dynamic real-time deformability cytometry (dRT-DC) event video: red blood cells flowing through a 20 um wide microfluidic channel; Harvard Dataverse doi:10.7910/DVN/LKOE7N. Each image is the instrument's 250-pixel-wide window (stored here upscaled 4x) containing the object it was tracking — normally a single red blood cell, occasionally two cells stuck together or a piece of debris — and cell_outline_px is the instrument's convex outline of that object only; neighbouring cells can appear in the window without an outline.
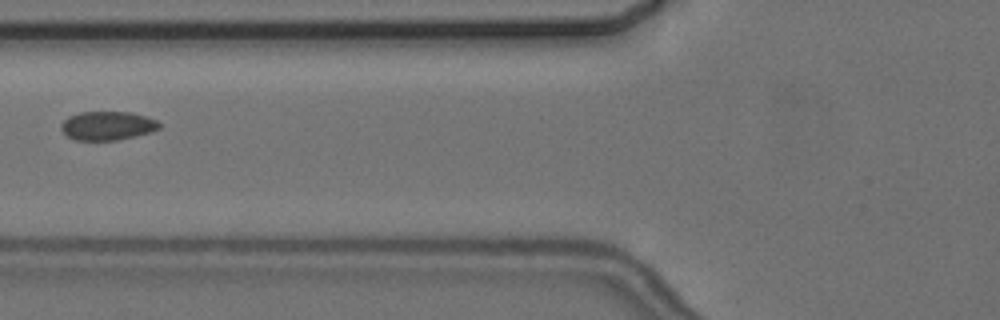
{"species": "common noctule bat (a hibernating species)", "species_latin": "Nyctalus noctula", "temperature_condition": "cold", "stored_images_in_passage": 5, "camera_frame_rate_fps": 3000, "um_per_image_px": 0.085, "animal": {"sex": "female", "body_mass_g": 24.6, "forearm_length_mm": 56.2}, "frame": {"image": 1, "passage_image": 2, "time_ms": 1.0, "image_size_px": [1000, 320], "cell_outline_px": [[160, 128], [136, 136], [116, 140], [76, 140], [68, 136], [60, 128], [60, 124], [68, 116], [80, 112], [132, 112], [156, 120], [160, 124]], "centroid_in_image_um": [9.11, 10.68], "position_along_channel_um": 116.7, "area_um2": 16.36}}
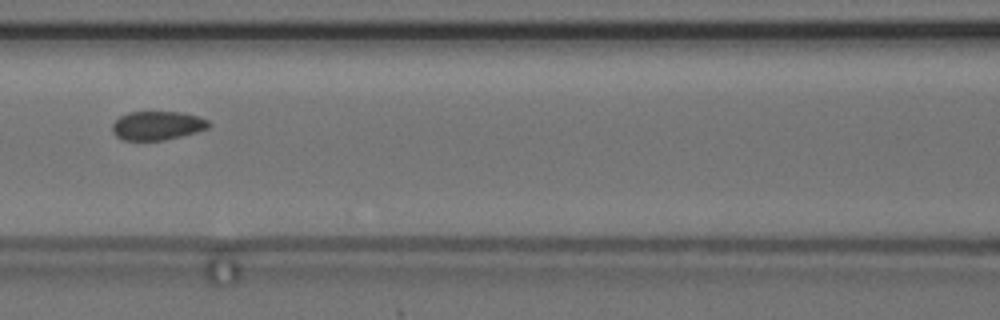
{"frame": {"image": 2, "passage_image": 3, "time_ms": 2.0, "image_size_px": [1000, 320], "cell_outline_px": [[212, 124], [208, 128], [196, 132], [164, 140], [124, 140], [116, 136], [112, 132], [112, 124], [120, 116], [128, 112], [184, 112], [200, 116], [208, 120]], "centroid_in_image_um": [13.39, 10.66], "position_along_channel_um": 153.2, "area_um2": 16.3}}